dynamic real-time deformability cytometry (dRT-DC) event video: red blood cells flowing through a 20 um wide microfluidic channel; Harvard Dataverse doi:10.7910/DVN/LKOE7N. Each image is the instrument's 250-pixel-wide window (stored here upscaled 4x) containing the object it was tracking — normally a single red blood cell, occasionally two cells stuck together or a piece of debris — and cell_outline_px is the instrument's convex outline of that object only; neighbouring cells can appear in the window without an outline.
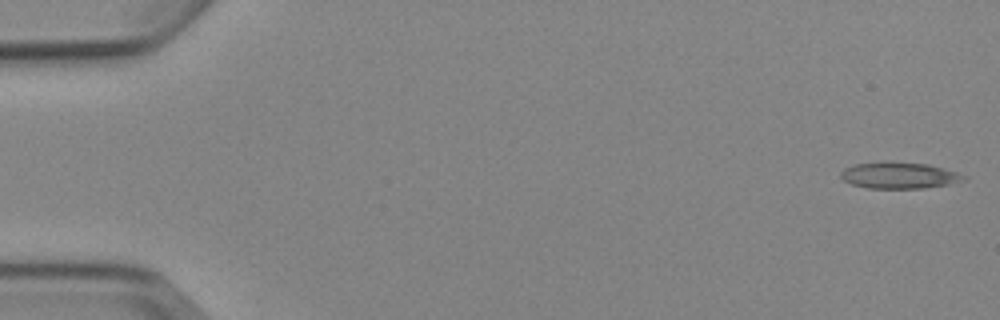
{"species": "Egyptian fruit bat (a non-hibernating species)", "species_latin": "Rousettus aegyptiacus", "temperature_condition": "cold", "stored_images_in_passage": 4, "camera_frame_rate_fps": 3000, "um_per_image_px": 0.085, "animal": {"sex": "female"}, "frame": {"image": 1, "passage_image": 1, "time_ms": 0.0, "image_size_px": [1000, 320], "cell_outline_px": [[968, 176], [964, 180], [948, 184], [924, 188], [868, 188], [852, 184], [844, 180], [840, 176], [840, 172], [844, 168], [856, 164], [928, 164], [956, 172]], "centroid_in_image_um": [76.45, 14.95], "position_along_channel_um": 8.6, "area_um2": 17.98}}
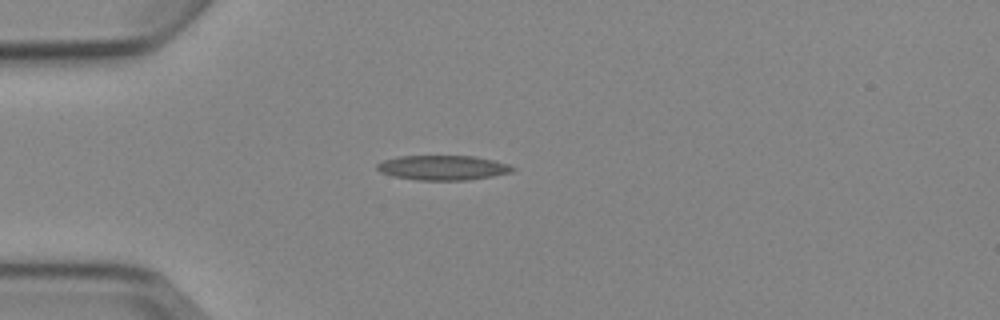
{"frame": {"image": 2, "passage_image": 4, "time_ms": 4.333, "image_size_px": [1000, 320], "cell_outline_px": [[516, 168], [512, 172], [492, 176], [468, 180], [420, 180], [392, 176], [380, 172], [376, 168], [376, 164], [384, 160], [400, 156], [472, 156], [492, 160], [508, 164]], "centroid_in_image_um": [37.63, 14.26], "position_along_channel_um": 47.4, "area_um2": 19.42}}